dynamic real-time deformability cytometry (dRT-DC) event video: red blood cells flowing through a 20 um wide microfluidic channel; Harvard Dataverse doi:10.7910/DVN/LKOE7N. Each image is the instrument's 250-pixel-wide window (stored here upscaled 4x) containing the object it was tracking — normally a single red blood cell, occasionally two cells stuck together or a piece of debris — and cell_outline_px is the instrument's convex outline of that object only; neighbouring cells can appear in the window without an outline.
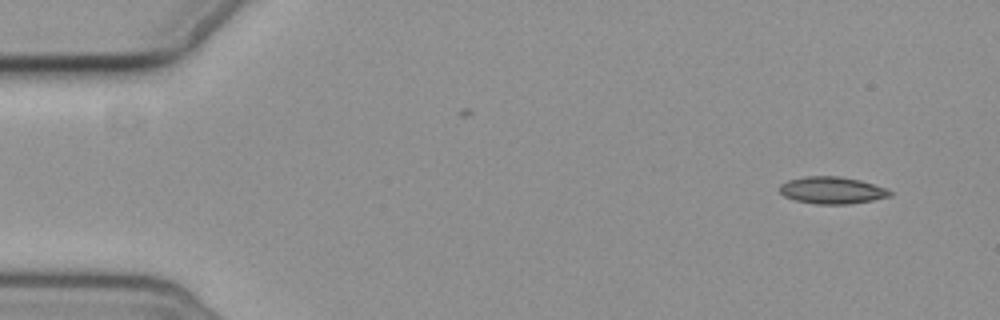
{"species": "common noctule bat (a hibernating species)", "species_latin": "Nyctalus noctula", "temperature_condition": "cold", "stored_images_in_passage": 5, "camera_frame_rate_fps": 3000, "um_per_image_px": 0.085, "animal": {"sex": "female", "body_mass_g": 19.3, "forearm_length_mm": 54.1}, "frame": {"image": 1, "passage_image": 1, "time_ms": 0.0, "image_size_px": [1000, 320], "cell_outline_px": [[892, 196], [872, 200], [848, 204], [816, 204], [796, 200], [784, 196], [780, 192], [780, 184], [788, 180], [804, 176], [840, 176], [860, 180], [884, 188], [892, 192]], "centroid_in_image_um": [70.7, 16.17], "position_along_channel_um": 14.3, "area_um2": 17.28}}
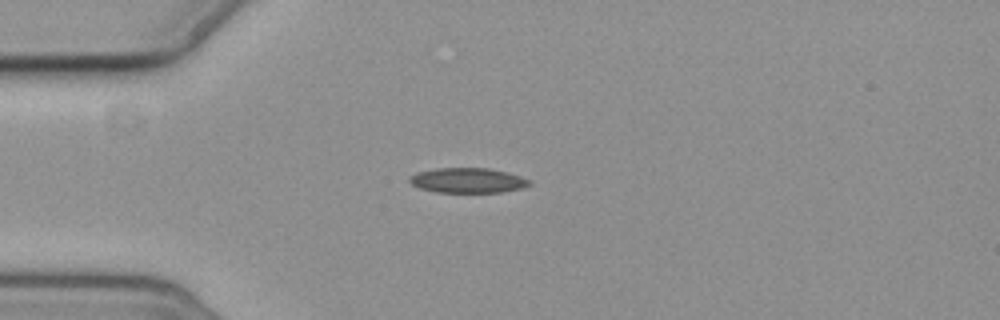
{"frame": {"image": 2, "passage_image": 4, "time_ms": 3.667, "image_size_px": [1000, 320], "cell_outline_px": [[532, 184], [520, 188], [500, 192], [436, 192], [420, 188], [412, 184], [408, 180], [408, 176], [416, 172], [436, 168], [488, 168], [508, 172], [532, 180]], "centroid_in_image_um": [39.74, 15.32], "position_along_channel_um": 45.3, "area_um2": 17.51}}